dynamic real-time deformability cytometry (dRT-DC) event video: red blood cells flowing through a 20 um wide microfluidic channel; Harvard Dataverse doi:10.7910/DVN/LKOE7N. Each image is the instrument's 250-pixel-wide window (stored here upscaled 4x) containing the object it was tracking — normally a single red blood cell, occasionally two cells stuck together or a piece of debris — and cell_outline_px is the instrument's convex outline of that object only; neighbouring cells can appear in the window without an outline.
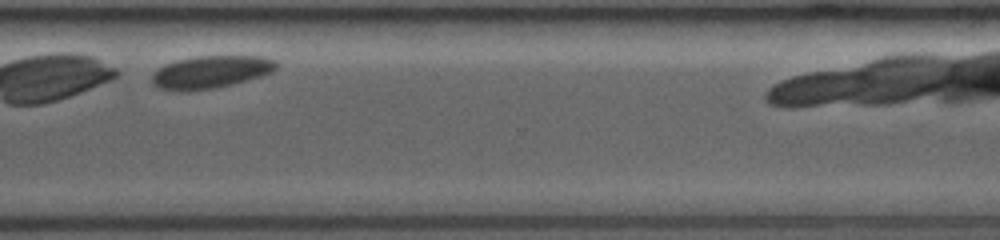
{"species": "common noctule bat (a hibernating species)", "species_latin": "Nyctalus noctula", "temperature_condition": "room temperature", "stored_images_in_passage": 34, "camera_frame_rate_fps": 3500, "um_per_image_px": 0.085, "animal": {"sex": "female", "body_mass_g": 19.0, "forearm_length_mm": 53.3}, "frame": {"image": 1, "passage_image": 30, "time_ms": 8.286, "image_size_px": [1000, 240], "cell_outline_px": [[276, 68], [268, 72], [232, 84], [212, 88], [160, 88], [152, 80], [152, 76], [160, 68], [176, 60], [196, 56], [264, 56], [276, 60]], "centroid_in_image_um": [17.97, 6.06], "position_along_channel_um": 352.6, "area_um2": 22.2}}